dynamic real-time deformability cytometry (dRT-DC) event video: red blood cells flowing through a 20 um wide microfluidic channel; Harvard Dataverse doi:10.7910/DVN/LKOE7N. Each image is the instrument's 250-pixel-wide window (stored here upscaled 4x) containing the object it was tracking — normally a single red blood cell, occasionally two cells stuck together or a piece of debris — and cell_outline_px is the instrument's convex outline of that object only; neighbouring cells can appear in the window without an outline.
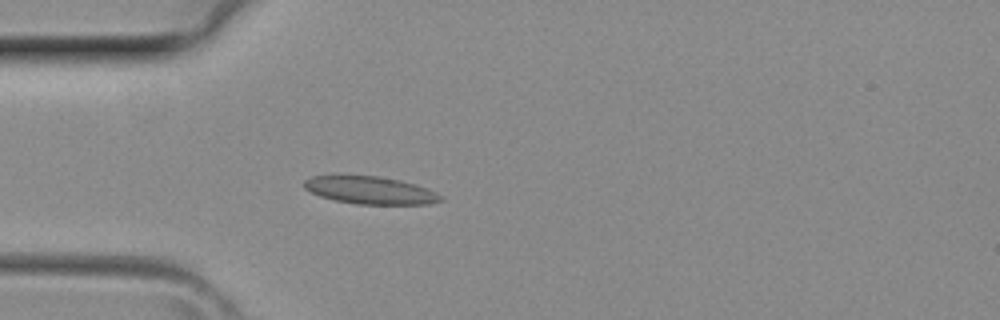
{"species": "common noctule bat (a hibernating species)", "species_latin": "Nyctalus noctula", "temperature_condition": "room temperature", "stored_images_in_passage": 2, "camera_frame_rate_fps": 3000, "um_per_image_px": 0.085, "animal": {"sex": "female", "body_mass_g": 29.2, "forearm_length_mm": 56.3}, "frame": {"image": 1, "passage_image": 2, "time_ms": 0.333, "image_size_px": [1000, 320], "cell_outline_px": [[444, 200], [428, 204], [356, 204], [336, 200], [320, 196], [304, 188], [304, 180], [312, 176], [376, 176], [400, 180], [416, 184], [428, 188], [444, 196]], "centroid_in_image_um": [31.53, 16.18], "position_along_channel_um": 53.5, "area_um2": 21.85}}